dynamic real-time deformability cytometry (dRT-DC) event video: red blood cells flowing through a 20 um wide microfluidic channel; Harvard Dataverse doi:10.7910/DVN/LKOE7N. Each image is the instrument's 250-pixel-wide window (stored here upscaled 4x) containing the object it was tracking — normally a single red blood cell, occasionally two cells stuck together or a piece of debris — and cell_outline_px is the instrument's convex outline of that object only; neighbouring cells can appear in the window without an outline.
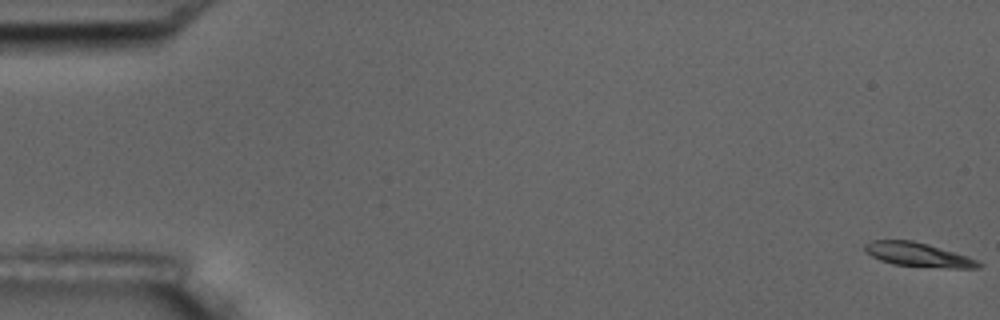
{"species": "common noctule bat (a hibernating species)", "species_latin": "Nyctalus noctula", "temperature_condition": "room temperature", "stored_images_in_passage": 5, "camera_frame_rate_fps": 3000, "um_per_image_px": 0.085, "animal": {"sex": "male", "body_mass_g": 17.5, "forearm_length_mm": 52.3}, "frame": {"image": 1, "passage_image": 1, "time_ms": 0.0, "image_size_px": [1000, 320], "cell_outline_px": [[984, 264], [980, 268], [948, 268], [892, 264], [880, 260], [872, 256], [864, 248], [864, 244], [872, 240], [912, 240], [928, 244], [968, 256]], "centroid_in_image_um": [78.07, 21.65], "position_along_channel_um": 6.9, "area_um2": 15.84}}
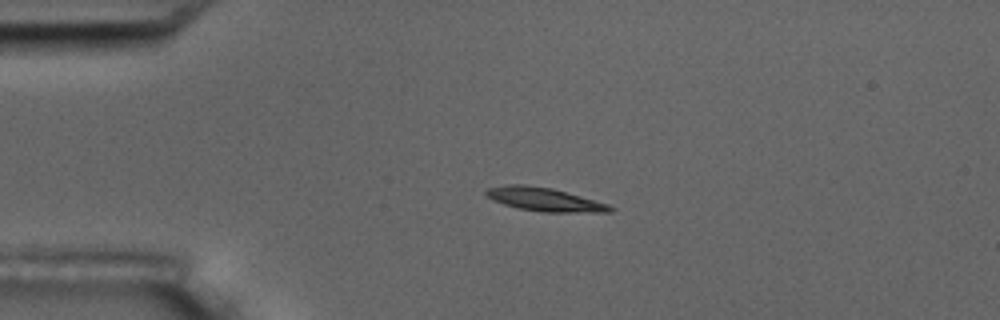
{"frame": {"image": 2, "passage_image": 4, "time_ms": 4.333, "image_size_px": [1000, 320], "cell_outline_px": [[616, 208], [612, 212], [540, 212], [516, 208], [492, 200], [484, 192], [488, 188], [508, 184], [524, 184], [552, 188], [608, 204]], "centroid_in_image_um": [46.27, 16.96], "position_along_channel_um": 38.7, "area_um2": 16.99}}